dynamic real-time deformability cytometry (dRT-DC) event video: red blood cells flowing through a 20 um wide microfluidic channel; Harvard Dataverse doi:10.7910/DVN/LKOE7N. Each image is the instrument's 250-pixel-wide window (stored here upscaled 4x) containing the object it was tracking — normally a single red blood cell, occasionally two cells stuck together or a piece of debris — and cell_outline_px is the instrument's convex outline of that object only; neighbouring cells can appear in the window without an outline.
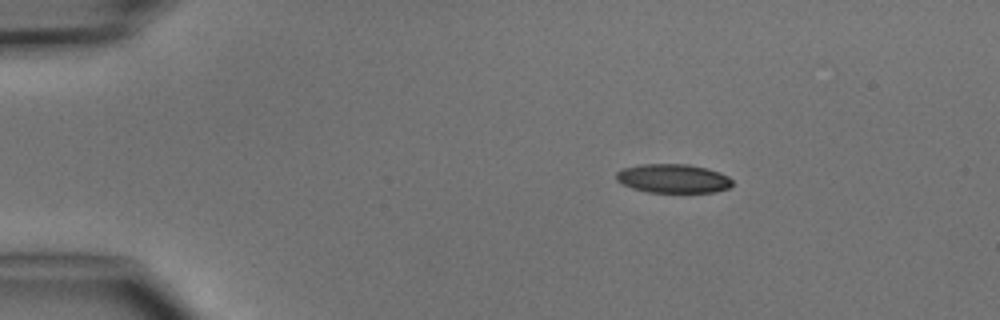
{"species": "common noctule bat (a hibernating species)", "species_latin": "Nyctalus noctula", "temperature_condition": "cold", "stored_images_in_passage": 3, "camera_frame_rate_fps": 3000, "um_per_image_px": 0.085, "animal": {"sex": "male", "body_mass_g": 15.6}, "frame": {"image": 1, "passage_image": 2, "time_ms": 1.0, "image_size_px": [1000, 320], "cell_outline_px": [[732, 184], [728, 188], [712, 192], [648, 192], [632, 188], [616, 180], [616, 172], [624, 168], [640, 164], [688, 164], [708, 168], [720, 172], [728, 176], [732, 180]], "centroid_in_image_um": [57.22, 15.16], "position_along_channel_um": 27.8, "area_um2": 19.54}}